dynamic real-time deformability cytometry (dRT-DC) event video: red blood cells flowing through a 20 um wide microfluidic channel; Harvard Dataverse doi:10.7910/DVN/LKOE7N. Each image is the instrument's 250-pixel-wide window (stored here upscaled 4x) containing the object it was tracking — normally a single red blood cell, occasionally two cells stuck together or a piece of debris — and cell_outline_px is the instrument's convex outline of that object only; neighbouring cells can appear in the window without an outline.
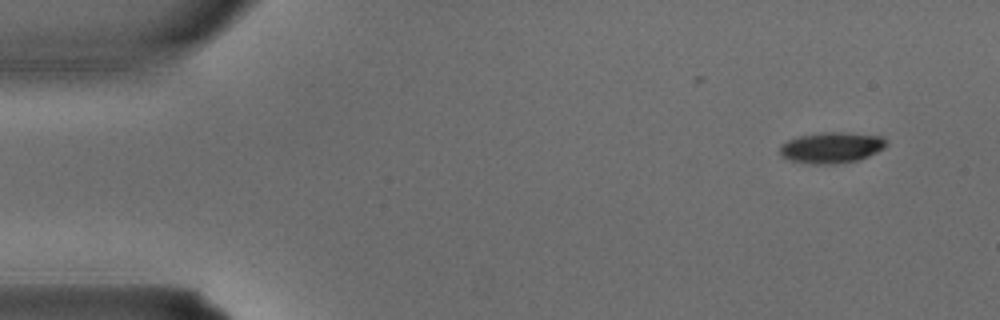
{"species": "common noctule bat (a hibernating species)", "species_latin": "Nyctalus noctula", "temperature_condition": "warm", "stored_images_in_passage": 3, "camera_frame_rate_fps": 3000, "um_per_image_px": 0.085, "animal": {"sex": "male", "body_mass_g": 15.6}, "frame": {"image": 1, "passage_image": 1, "time_ms": 0.0, "image_size_px": [1000, 320], "cell_outline_px": [[888, 144], [884, 148], [860, 160], [836, 164], [812, 164], [788, 160], [780, 156], [780, 148], [788, 140], [800, 136], [824, 132], [840, 132], [880, 136], [888, 140]], "centroid_in_image_um": [70.7, 12.56], "position_along_channel_um": 14.3, "area_um2": 19.19}}
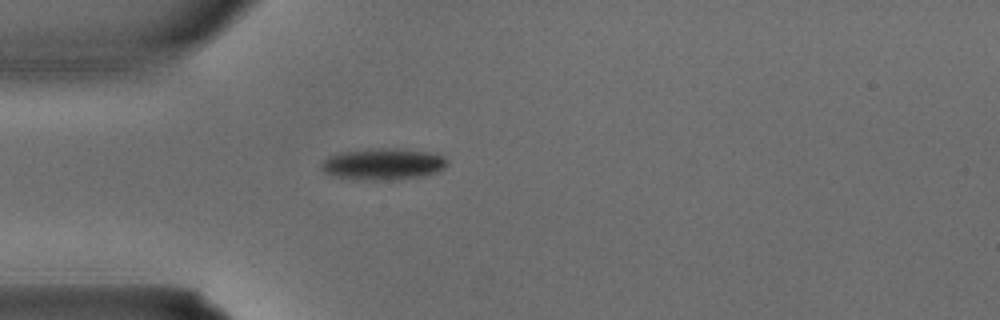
{"frame": {"image": 2, "passage_image": 3, "time_ms": 0.667, "image_size_px": [1000, 320], "cell_outline_px": [[448, 164], [444, 168], [428, 176], [396, 180], [352, 180], [332, 176], [324, 172], [320, 168], [320, 164], [328, 156], [340, 152], [372, 148], [404, 148], [432, 152], [444, 156], [448, 160]], "centroid_in_image_um": [32.58, 13.95], "position_along_channel_um": 52.4, "area_um2": 23.99}}